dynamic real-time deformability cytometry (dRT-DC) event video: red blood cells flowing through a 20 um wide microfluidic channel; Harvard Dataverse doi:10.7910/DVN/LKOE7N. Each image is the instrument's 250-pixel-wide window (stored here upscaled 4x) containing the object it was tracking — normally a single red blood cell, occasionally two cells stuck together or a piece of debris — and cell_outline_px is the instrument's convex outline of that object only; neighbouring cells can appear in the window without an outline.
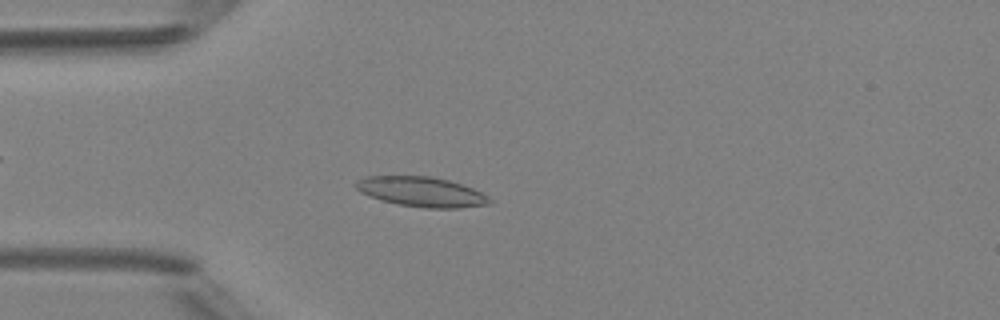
{"species": "Egyptian fruit bat (a non-hibernating species)", "species_latin": "Rousettus aegyptiacus", "temperature_condition": "room temperature", "stored_images_in_passage": 48, "camera_frame_rate_fps": 3000, "um_per_image_px": 0.085, "animal": {"sex": "female"}, "frame": {"image": 1, "passage_image": 13, "time_ms": 4.0, "image_size_px": [1000, 320], "cell_outline_px": [[492, 204], [460, 208], [424, 208], [400, 204], [380, 200], [368, 196], [360, 192], [352, 184], [356, 180], [364, 176], [428, 176], [448, 180], [464, 184], [488, 196], [492, 200]], "centroid_in_image_um": [35.81, 16.3], "position_along_channel_um": 49.2, "area_um2": 23.52}}
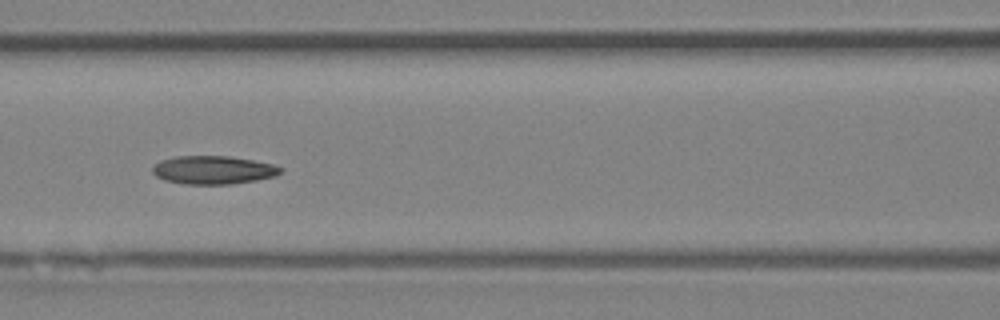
{"frame": {"image": 2, "passage_image": 21, "time_ms": 6.667, "image_size_px": [1000, 320], "cell_outline_px": [[284, 168], [276, 176], [256, 180], [232, 184], [184, 184], [164, 180], [156, 176], [152, 172], [152, 168], [160, 160], [176, 156], [228, 156], [252, 160], [272, 164]], "centroid_in_image_um": [18.11, 14.45], "position_along_channel_um": 148.5, "area_um2": 21.1}}
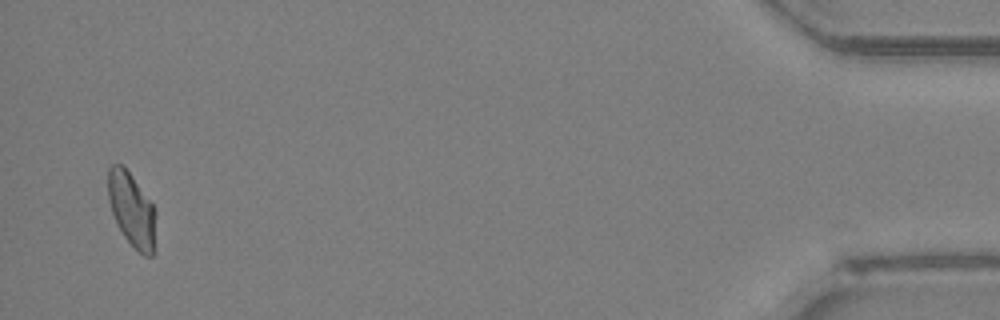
{"frame": {"image": 3, "passage_image": 47, "time_ms": 15.333, "image_size_px": [1000, 320], "cell_outline_px": [[156, 212], [152, 256], [144, 256], [124, 236], [116, 224], [108, 200], [108, 168], [112, 164], [120, 164], [132, 176], [156, 208]], "centroid_in_image_um": [11.19, 17.79], "position_along_channel_um": 424.0, "area_um2": 20.35}}